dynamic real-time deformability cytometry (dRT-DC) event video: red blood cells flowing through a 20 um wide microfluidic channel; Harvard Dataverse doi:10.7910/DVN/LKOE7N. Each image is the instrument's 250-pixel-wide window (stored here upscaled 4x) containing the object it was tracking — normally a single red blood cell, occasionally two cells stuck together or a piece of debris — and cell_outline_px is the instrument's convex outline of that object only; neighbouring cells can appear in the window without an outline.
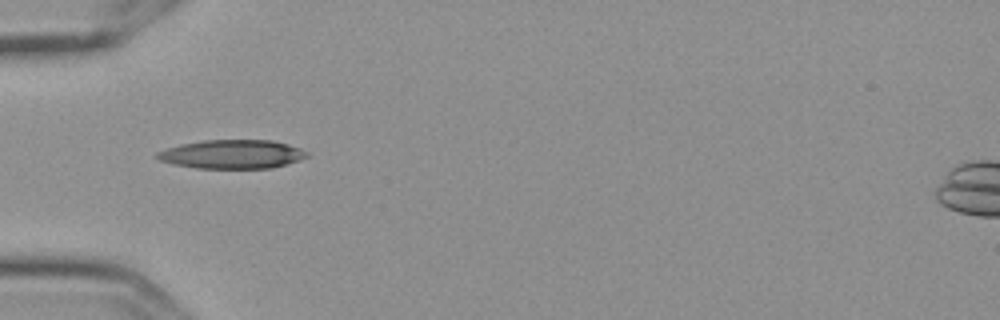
{"species": "Egyptian fruit bat (a non-hibernating species)", "species_latin": "Rousettus aegyptiacus", "temperature_condition": "cold", "stored_images_in_passage": 6, "camera_frame_rate_fps": 3000, "um_per_image_px": 0.085, "frame": {"image": 1, "passage_image": 5, "time_ms": 1.333, "image_size_px": [1000, 320], "cell_outline_px": [[308, 156], [300, 160], [272, 168], [196, 168], [172, 164], [160, 160], [156, 156], [156, 152], [180, 144], [204, 140], [272, 140], [288, 144], [300, 148], [308, 152]], "centroid_in_image_um": [19.74, 13.11], "position_along_channel_um": 65.3, "area_um2": 25.14}}
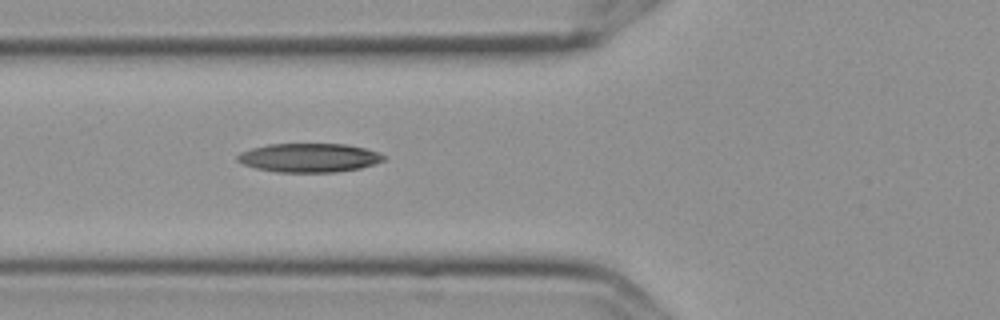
{"frame": {"image": 2, "passage_image": 6, "time_ms": 1.667, "image_size_px": [1000, 320], "cell_outline_px": [[388, 156], [384, 160], [360, 168], [336, 172], [276, 172], [256, 168], [244, 164], [236, 160], [236, 156], [240, 152], [252, 148], [268, 144], [348, 144], [364, 148]], "centroid_in_image_um": [26.26, 13.4], "position_along_channel_um": 99.5, "area_um2": 24.57}}